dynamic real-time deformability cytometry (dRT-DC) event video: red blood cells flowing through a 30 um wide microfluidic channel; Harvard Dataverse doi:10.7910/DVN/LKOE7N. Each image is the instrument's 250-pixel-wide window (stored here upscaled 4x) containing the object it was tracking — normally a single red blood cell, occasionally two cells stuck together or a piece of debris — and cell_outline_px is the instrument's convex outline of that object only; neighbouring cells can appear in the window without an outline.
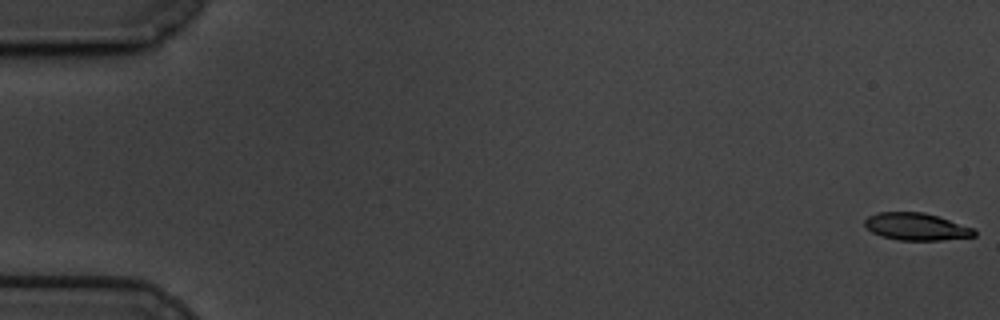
{"species": "common noctule bat (a hibernating species)", "species_latin": "Nyctalus noctula", "temperature_condition": "cold", "stored_images_in_passage": 60, "camera_frame_rate_fps": 3000, "um_per_image_px": 0.085, "animal": {"sex": "male", "body_mass_g": 19.5, "forearm_length_mm": 54.6}, "frame": {"image": 1, "passage_image": 1, "time_ms": 0.0, "image_size_px": [1000, 320], "cell_outline_px": [[976, 236], [940, 240], [900, 240], [880, 236], [872, 232], [864, 224], [864, 220], [868, 216], [876, 212], [924, 212], [976, 228]], "centroid_in_image_um": [77.9, 19.26], "position_along_channel_um": 7.1, "area_um2": 17.51}}
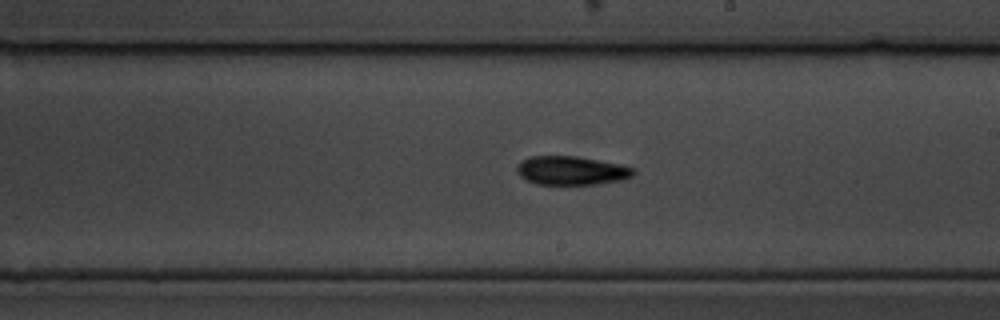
{"frame": {"image": 2, "passage_image": 35, "time_ms": 11.333, "image_size_px": [1000, 320], "cell_outline_px": [[636, 172], [632, 176], [620, 180], [596, 184], [536, 184], [520, 176], [516, 172], [516, 164], [520, 160], [532, 156], [576, 156], [620, 164], [632, 168]], "centroid_in_image_um": [48.52, 14.49], "position_along_channel_um": 240.5, "area_um2": 19.48}}
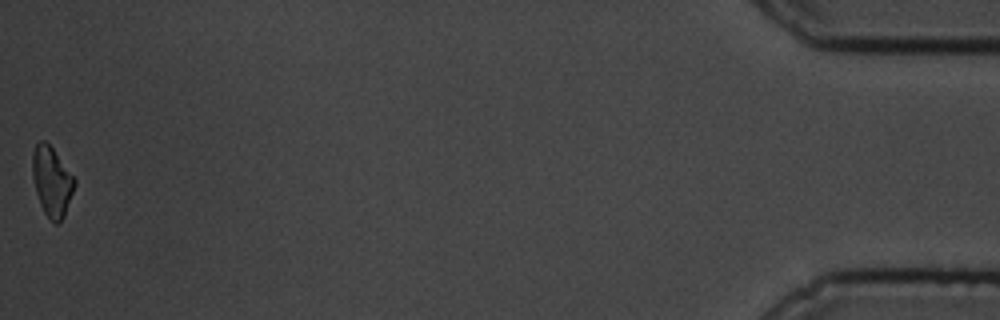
{"frame": {"image": 3, "passage_image": 60, "time_ms": 19.667, "image_size_px": [1000, 320], "cell_outline_px": [[76, 184], [64, 216], [56, 224], [44, 212], [40, 204], [36, 192], [32, 176], [32, 152], [36, 144], [40, 140], [44, 140], [52, 148], [76, 180]], "centroid_in_image_um": [4.39, 15.41], "position_along_channel_um": 430.8, "area_um2": 16.82}, "authors_computed_cell_mechanics": {"area_um2": 18.8139, "velocity_mm_per_s": 3.3921, "shape_relaxation_time_tau1_ms": 3.5046, "shape_relaxation_time_tau2_ms": null, "deformation_change_tau1": 0.1281, "deformation_change_tau2": null}}